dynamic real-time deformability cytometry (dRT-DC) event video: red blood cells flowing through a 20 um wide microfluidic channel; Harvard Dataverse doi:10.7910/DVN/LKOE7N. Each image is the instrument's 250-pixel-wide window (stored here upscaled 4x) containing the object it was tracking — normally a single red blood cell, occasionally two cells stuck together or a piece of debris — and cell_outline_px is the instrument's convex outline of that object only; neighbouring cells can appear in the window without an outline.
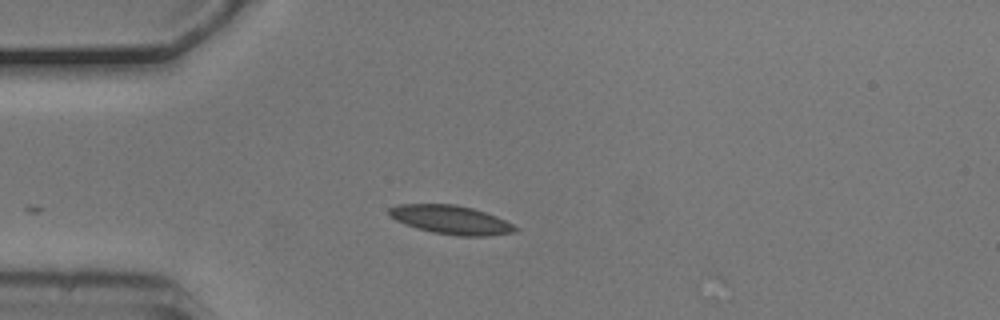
{"species": "common noctule bat (a hibernating species)", "species_latin": "Nyctalus noctula", "temperature_condition": "cold", "stored_images_in_passage": 4, "camera_frame_rate_fps": 3000, "um_per_image_px": 0.085, "animal": {"sex": "male", "body_mass_g": 20.5, "forearm_length_mm": 52.5}, "frame": {"image": 1, "passage_image": 4, "time_ms": 1.0, "image_size_px": [1000, 320], "cell_outline_px": [[520, 228], [516, 232], [488, 236], [460, 236], [432, 232], [416, 228], [404, 224], [396, 220], [388, 212], [388, 208], [396, 204], [456, 204], [472, 208], [496, 216]], "centroid_in_image_um": [38.33, 18.68], "position_along_channel_um": 46.7, "area_um2": 21.15}}